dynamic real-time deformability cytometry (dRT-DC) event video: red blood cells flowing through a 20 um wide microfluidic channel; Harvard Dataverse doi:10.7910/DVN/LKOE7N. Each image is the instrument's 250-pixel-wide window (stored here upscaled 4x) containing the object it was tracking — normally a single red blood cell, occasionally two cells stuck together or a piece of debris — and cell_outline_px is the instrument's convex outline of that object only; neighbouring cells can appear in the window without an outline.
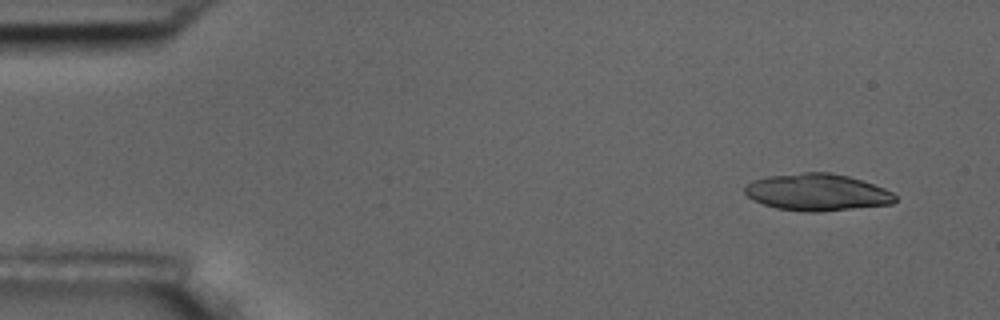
{"species": "common noctule bat (a hibernating species)", "species_latin": "Nyctalus noctula", "temperature_condition": "room temperature", "stored_images_in_passage": 4, "camera_frame_rate_fps": 3000, "um_per_image_px": 0.085, "animal": {"sex": "male", "body_mass_g": 17.5, "forearm_length_mm": 52.3}, "frame": {"image": 1, "passage_image": 1, "time_ms": 0.0, "image_size_px": [1000, 320], "cell_outline_px": [[896, 200], [892, 204], [820, 212], [804, 212], [776, 208], [764, 204], [748, 196], [744, 192], [744, 188], [752, 180], [768, 176], [804, 172], [832, 172], [848, 176], [884, 188], [892, 192], [896, 196]], "centroid_in_image_um": [69.46, 16.34], "position_along_channel_um": 15.5, "area_um2": 32.31}}